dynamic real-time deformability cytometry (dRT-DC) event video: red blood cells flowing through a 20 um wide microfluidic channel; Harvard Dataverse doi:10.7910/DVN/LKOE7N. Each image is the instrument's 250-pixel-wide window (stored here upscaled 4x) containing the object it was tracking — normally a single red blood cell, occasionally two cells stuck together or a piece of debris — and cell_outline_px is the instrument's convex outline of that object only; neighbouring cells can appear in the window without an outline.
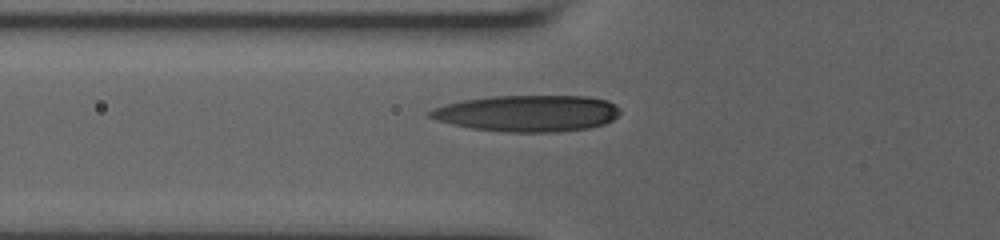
{"species": "human", "species_latin": "Homo sapiens", "temperature_condition": "room temperature", "stored_images_in_passage": 42, "camera_frame_rate_fps": 3000, "um_per_image_px": 0.085, "donor": {"sex": "male"}, "frame": {"image": 1, "passage_image": 2, "time_ms": 0.333, "image_size_px": [1000, 240], "cell_outline_px": [[620, 112], [612, 120], [604, 124], [588, 128], [556, 132], [504, 132], [472, 128], [452, 124], [436, 120], [428, 116], [428, 112], [444, 104], [464, 100], [492, 96], [588, 96], [608, 100], [616, 104], [620, 108]], "centroid_in_image_um": [44.87, 9.63], "position_along_channel_um": 80.9, "area_um2": 40.4}}
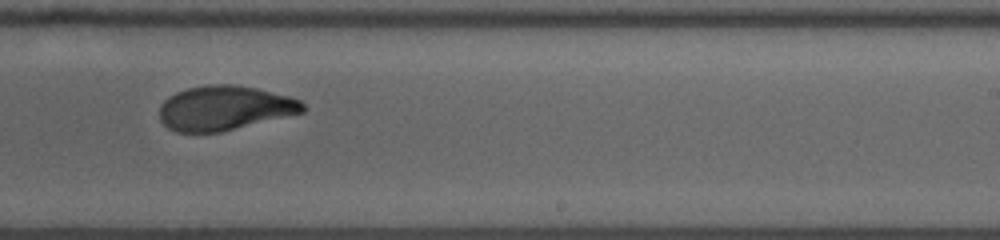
{"frame": {"image": 2, "passage_image": 28, "time_ms": 5.333, "image_size_px": [1000, 240], "cell_outline_px": [[308, 108], [304, 112], [220, 132], [176, 132], [168, 128], [160, 120], [160, 104], [168, 96], [176, 92], [188, 88], [208, 84], [232, 84], [256, 88], [288, 96], [300, 100]], "centroid_in_image_um": [19.08, 9.18], "position_along_channel_um": 269.9, "area_um2": 37.17}}
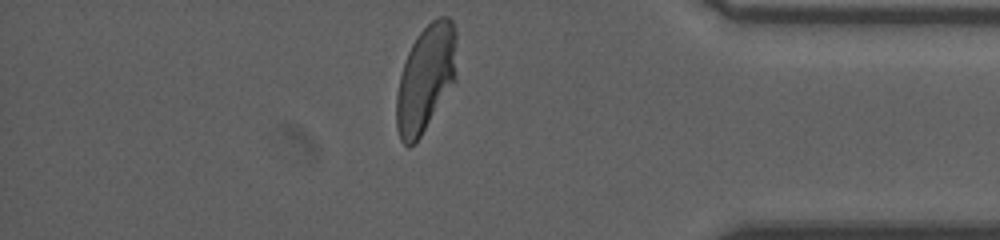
{"frame": {"image": 3, "passage_image": 41, "time_ms": 9.333, "image_size_px": [1000, 240], "cell_outline_px": [[456, 76], [420, 136], [408, 148], [400, 140], [396, 128], [396, 96], [400, 76], [408, 52], [416, 36], [432, 20], [440, 16], [448, 16], [452, 20], [456, 28]], "centroid_in_image_um": [36.17, 6.61], "position_along_channel_um": 399.0, "area_um2": 36.93}, "authors_computed_cell_mechanics": {"area_um2": 38.0324, "velocity_mm_per_s": 3.7749, "shape_relaxation_time_tau1_ms": 5.9667, "shape_relaxation_time_tau2_ms": 2.0294, "deformation_change_tau1": 0.2173, "deformation_change_tau2": 0.0575}}